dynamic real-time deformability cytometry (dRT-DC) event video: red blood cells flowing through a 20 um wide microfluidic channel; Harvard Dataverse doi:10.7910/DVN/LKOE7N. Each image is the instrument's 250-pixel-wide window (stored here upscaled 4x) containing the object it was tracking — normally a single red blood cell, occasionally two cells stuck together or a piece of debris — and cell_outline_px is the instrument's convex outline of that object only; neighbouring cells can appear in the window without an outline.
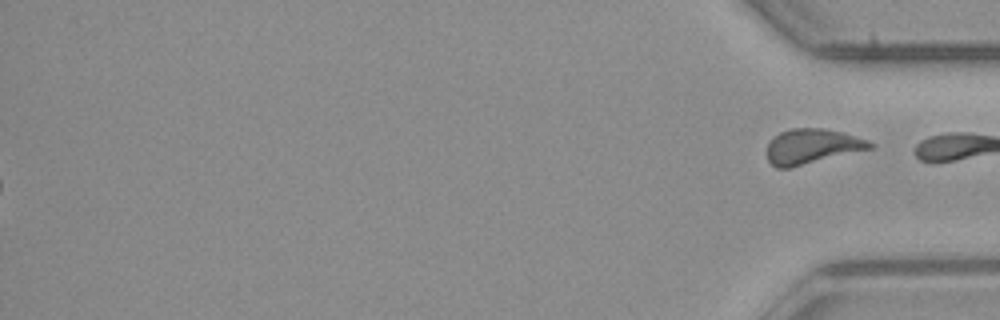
{"species": "common noctule bat (a hibernating species)", "species_latin": "Nyctalus noctula", "temperature_condition": "room temperature", "stored_images_in_passage": 47, "segment_of_instrument_passage": [2, 2], "camera_frame_rate_fps": 3000, "um_per_image_px": 0.085, "animal": {"sex": "male", "body_mass_g": 23.1, "forearm_length_mm": 52.7}, "frame": {"image": 1, "passage_image": 47, "time_ms": 15.333, "image_size_px": [1000, 320], "cell_outline_px": [[872, 148], [792, 168], [776, 168], [768, 160], [768, 140], [772, 136], [788, 128], [824, 128], [844, 132], [868, 140], [872, 144]], "centroid_in_image_um": [68.98, 12.43], "position_along_channel_um": 366.2, "area_um2": 21.21}}